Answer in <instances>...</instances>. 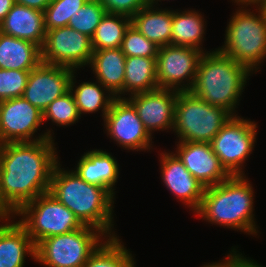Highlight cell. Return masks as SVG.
Wrapping results in <instances>:
<instances>
[{"instance_id": "obj_1", "label": "cell", "mask_w": 266, "mask_h": 267, "mask_svg": "<svg viewBox=\"0 0 266 267\" xmlns=\"http://www.w3.org/2000/svg\"><path fill=\"white\" fill-rule=\"evenodd\" d=\"M55 146L54 139L0 145V195L14 213L50 190Z\"/></svg>"}, {"instance_id": "obj_2", "label": "cell", "mask_w": 266, "mask_h": 267, "mask_svg": "<svg viewBox=\"0 0 266 267\" xmlns=\"http://www.w3.org/2000/svg\"><path fill=\"white\" fill-rule=\"evenodd\" d=\"M55 165L49 192L83 224L96 227L107 237H116L113 209L115 197L103 187L89 184L73 170Z\"/></svg>"}, {"instance_id": "obj_3", "label": "cell", "mask_w": 266, "mask_h": 267, "mask_svg": "<svg viewBox=\"0 0 266 267\" xmlns=\"http://www.w3.org/2000/svg\"><path fill=\"white\" fill-rule=\"evenodd\" d=\"M254 197V188L246 175L230 176L217 185L205 188L195 214L212 225L256 237L259 230L253 214Z\"/></svg>"}, {"instance_id": "obj_4", "label": "cell", "mask_w": 266, "mask_h": 267, "mask_svg": "<svg viewBox=\"0 0 266 267\" xmlns=\"http://www.w3.org/2000/svg\"><path fill=\"white\" fill-rule=\"evenodd\" d=\"M251 74L253 72L247 66L215 48L201 56L190 92L206 103L222 107L236 116L237 105Z\"/></svg>"}, {"instance_id": "obj_5", "label": "cell", "mask_w": 266, "mask_h": 267, "mask_svg": "<svg viewBox=\"0 0 266 267\" xmlns=\"http://www.w3.org/2000/svg\"><path fill=\"white\" fill-rule=\"evenodd\" d=\"M238 6L227 23L224 44L217 49L255 73L266 58V14L260 5H250L257 15L248 5Z\"/></svg>"}, {"instance_id": "obj_6", "label": "cell", "mask_w": 266, "mask_h": 267, "mask_svg": "<svg viewBox=\"0 0 266 267\" xmlns=\"http://www.w3.org/2000/svg\"><path fill=\"white\" fill-rule=\"evenodd\" d=\"M233 115L212 106L190 91L179 92L175 104L173 132L177 142L210 143Z\"/></svg>"}, {"instance_id": "obj_7", "label": "cell", "mask_w": 266, "mask_h": 267, "mask_svg": "<svg viewBox=\"0 0 266 267\" xmlns=\"http://www.w3.org/2000/svg\"><path fill=\"white\" fill-rule=\"evenodd\" d=\"M106 238L96 227L83 225L70 233L41 240L35 246V261L45 267H83Z\"/></svg>"}, {"instance_id": "obj_8", "label": "cell", "mask_w": 266, "mask_h": 267, "mask_svg": "<svg viewBox=\"0 0 266 267\" xmlns=\"http://www.w3.org/2000/svg\"><path fill=\"white\" fill-rule=\"evenodd\" d=\"M17 221L35 246L43 239L70 233L83 226L73 212L49 191L23 205L16 213Z\"/></svg>"}, {"instance_id": "obj_9", "label": "cell", "mask_w": 266, "mask_h": 267, "mask_svg": "<svg viewBox=\"0 0 266 267\" xmlns=\"http://www.w3.org/2000/svg\"><path fill=\"white\" fill-rule=\"evenodd\" d=\"M257 124L239 115L232 116L210 142L221 165L231 175H246L244 163L252 154Z\"/></svg>"}, {"instance_id": "obj_10", "label": "cell", "mask_w": 266, "mask_h": 267, "mask_svg": "<svg viewBox=\"0 0 266 267\" xmlns=\"http://www.w3.org/2000/svg\"><path fill=\"white\" fill-rule=\"evenodd\" d=\"M43 123V112L23 97L0 101V145L55 139L52 128L35 135Z\"/></svg>"}, {"instance_id": "obj_11", "label": "cell", "mask_w": 266, "mask_h": 267, "mask_svg": "<svg viewBox=\"0 0 266 267\" xmlns=\"http://www.w3.org/2000/svg\"><path fill=\"white\" fill-rule=\"evenodd\" d=\"M203 54L191 47L171 44L160 47L156 57L158 87L178 92L190 91Z\"/></svg>"}, {"instance_id": "obj_12", "label": "cell", "mask_w": 266, "mask_h": 267, "mask_svg": "<svg viewBox=\"0 0 266 267\" xmlns=\"http://www.w3.org/2000/svg\"><path fill=\"white\" fill-rule=\"evenodd\" d=\"M93 52L90 37L65 26L46 31L41 59L43 63L70 67L77 72L90 64Z\"/></svg>"}, {"instance_id": "obj_13", "label": "cell", "mask_w": 266, "mask_h": 267, "mask_svg": "<svg viewBox=\"0 0 266 267\" xmlns=\"http://www.w3.org/2000/svg\"><path fill=\"white\" fill-rule=\"evenodd\" d=\"M104 128L111 140L128 151L152 150V137L126 98H116L104 117ZM113 138V139H112Z\"/></svg>"}, {"instance_id": "obj_14", "label": "cell", "mask_w": 266, "mask_h": 267, "mask_svg": "<svg viewBox=\"0 0 266 267\" xmlns=\"http://www.w3.org/2000/svg\"><path fill=\"white\" fill-rule=\"evenodd\" d=\"M75 71L70 67L41 62L30 71L22 97L44 112L50 103L70 91Z\"/></svg>"}, {"instance_id": "obj_15", "label": "cell", "mask_w": 266, "mask_h": 267, "mask_svg": "<svg viewBox=\"0 0 266 267\" xmlns=\"http://www.w3.org/2000/svg\"><path fill=\"white\" fill-rule=\"evenodd\" d=\"M178 91L158 88L125 98L134 106L145 129L152 136L155 131L172 130Z\"/></svg>"}, {"instance_id": "obj_16", "label": "cell", "mask_w": 266, "mask_h": 267, "mask_svg": "<svg viewBox=\"0 0 266 267\" xmlns=\"http://www.w3.org/2000/svg\"><path fill=\"white\" fill-rule=\"evenodd\" d=\"M177 143L174 154L205 188L217 185L231 176L221 165L210 143Z\"/></svg>"}, {"instance_id": "obj_17", "label": "cell", "mask_w": 266, "mask_h": 267, "mask_svg": "<svg viewBox=\"0 0 266 267\" xmlns=\"http://www.w3.org/2000/svg\"><path fill=\"white\" fill-rule=\"evenodd\" d=\"M163 185L193 213L199 208L205 187L193 177L173 151L160 153Z\"/></svg>"}, {"instance_id": "obj_18", "label": "cell", "mask_w": 266, "mask_h": 267, "mask_svg": "<svg viewBox=\"0 0 266 267\" xmlns=\"http://www.w3.org/2000/svg\"><path fill=\"white\" fill-rule=\"evenodd\" d=\"M74 172L89 184L106 188L116 197L115 185L119 178V163L105 150L90 149L80 157Z\"/></svg>"}, {"instance_id": "obj_19", "label": "cell", "mask_w": 266, "mask_h": 267, "mask_svg": "<svg viewBox=\"0 0 266 267\" xmlns=\"http://www.w3.org/2000/svg\"><path fill=\"white\" fill-rule=\"evenodd\" d=\"M0 32L42 48L46 35L44 12L15 3L0 23Z\"/></svg>"}, {"instance_id": "obj_20", "label": "cell", "mask_w": 266, "mask_h": 267, "mask_svg": "<svg viewBox=\"0 0 266 267\" xmlns=\"http://www.w3.org/2000/svg\"><path fill=\"white\" fill-rule=\"evenodd\" d=\"M4 223L0 224V267H24L26 255L35 261V244L26 230L14 220Z\"/></svg>"}, {"instance_id": "obj_21", "label": "cell", "mask_w": 266, "mask_h": 267, "mask_svg": "<svg viewBox=\"0 0 266 267\" xmlns=\"http://www.w3.org/2000/svg\"><path fill=\"white\" fill-rule=\"evenodd\" d=\"M126 56L121 48L94 50L90 64L94 78L116 98H123Z\"/></svg>"}, {"instance_id": "obj_22", "label": "cell", "mask_w": 266, "mask_h": 267, "mask_svg": "<svg viewBox=\"0 0 266 267\" xmlns=\"http://www.w3.org/2000/svg\"><path fill=\"white\" fill-rule=\"evenodd\" d=\"M131 24L159 48L171 44V9L148 4L131 17Z\"/></svg>"}, {"instance_id": "obj_23", "label": "cell", "mask_w": 266, "mask_h": 267, "mask_svg": "<svg viewBox=\"0 0 266 267\" xmlns=\"http://www.w3.org/2000/svg\"><path fill=\"white\" fill-rule=\"evenodd\" d=\"M41 62L39 46L0 32V69L31 71Z\"/></svg>"}, {"instance_id": "obj_24", "label": "cell", "mask_w": 266, "mask_h": 267, "mask_svg": "<svg viewBox=\"0 0 266 267\" xmlns=\"http://www.w3.org/2000/svg\"><path fill=\"white\" fill-rule=\"evenodd\" d=\"M205 20L201 12L195 9H184L181 12L178 9L172 10L171 45L191 47L203 53L208 52L203 48L202 42L206 34Z\"/></svg>"}, {"instance_id": "obj_25", "label": "cell", "mask_w": 266, "mask_h": 267, "mask_svg": "<svg viewBox=\"0 0 266 267\" xmlns=\"http://www.w3.org/2000/svg\"><path fill=\"white\" fill-rule=\"evenodd\" d=\"M74 74L77 73H73L71 77L70 92L73 94L80 117L82 114H93L101 110V117L104 120L116 96L97 80L95 82L83 81L76 86Z\"/></svg>"}, {"instance_id": "obj_26", "label": "cell", "mask_w": 266, "mask_h": 267, "mask_svg": "<svg viewBox=\"0 0 266 267\" xmlns=\"http://www.w3.org/2000/svg\"><path fill=\"white\" fill-rule=\"evenodd\" d=\"M158 88L156 58L126 57L123 98Z\"/></svg>"}, {"instance_id": "obj_27", "label": "cell", "mask_w": 266, "mask_h": 267, "mask_svg": "<svg viewBox=\"0 0 266 267\" xmlns=\"http://www.w3.org/2000/svg\"><path fill=\"white\" fill-rule=\"evenodd\" d=\"M126 248L119 235L107 237L83 267H135L134 254Z\"/></svg>"}, {"instance_id": "obj_28", "label": "cell", "mask_w": 266, "mask_h": 267, "mask_svg": "<svg viewBox=\"0 0 266 267\" xmlns=\"http://www.w3.org/2000/svg\"><path fill=\"white\" fill-rule=\"evenodd\" d=\"M130 24L129 16L106 12L91 38L93 50L120 48Z\"/></svg>"}, {"instance_id": "obj_29", "label": "cell", "mask_w": 266, "mask_h": 267, "mask_svg": "<svg viewBox=\"0 0 266 267\" xmlns=\"http://www.w3.org/2000/svg\"><path fill=\"white\" fill-rule=\"evenodd\" d=\"M80 118L73 94L70 91L55 99L43 112V122L51 120L52 124L59 127L76 124Z\"/></svg>"}, {"instance_id": "obj_30", "label": "cell", "mask_w": 266, "mask_h": 267, "mask_svg": "<svg viewBox=\"0 0 266 267\" xmlns=\"http://www.w3.org/2000/svg\"><path fill=\"white\" fill-rule=\"evenodd\" d=\"M88 0H52L44 10L46 31L68 26L71 17Z\"/></svg>"}, {"instance_id": "obj_31", "label": "cell", "mask_w": 266, "mask_h": 267, "mask_svg": "<svg viewBox=\"0 0 266 267\" xmlns=\"http://www.w3.org/2000/svg\"><path fill=\"white\" fill-rule=\"evenodd\" d=\"M105 14L104 6L98 0H88L77 14L71 17L68 26L92 38Z\"/></svg>"}, {"instance_id": "obj_32", "label": "cell", "mask_w": 266, "mask_h": 267, "mask_svg": "<svg viewBox=\"0 0 266 267\" xmlns=\"http://www.w3.org/2000/svg\"><path fill=\"white\" fill-rule=\"evenodd\" d=\"M120 48L126 57L141 56L147 58H156L159 49L132 24L125 31Z\"/></svg>"}, {"instance_id": "obj_33", "label": "cell", "mask_w": 266, "mask_h": 267, "mask_svg": "<svg viewBox=\"0 0 266 267\" xmlns=\"http://www.w3.org/2000/svg\"><path fill=\"white\" fill-rule=\"evenodd\" d=\"M30 71L0 69V101L22 97Z\"/></svg>"}, {"instance_id": "obj_34", "label": "cell", "mask_w": 266, "mask_h": 267, "mask_svg": "<svg viewBox=\"0 0 266 267\" xmlns=\"http://www.w3.org/2000/svg\"><path fill=\"white\" fill-rule=\"evenodd\" d=\"M107 13L122 14L130 18L149 4L148 0H98Z\"/></svg>"}, {"instance_id": "obj_35", "label": "cell", "mask_w": 266, "mask_h": 267, "mask_svg": "<svg viewBox=\"0 0 266 267\" xmlns=\"http://www.w3.org/2000/svg\"><path fill=\"white\" fill-rule=\"evenodd\" d=\"M221 262L203 264L201 267H241V253L234 247Z\"/></svg>"}, {"instance_id": "obj_36", "label": "cell", "mask_w": 266, "mask_h": 267, "mask_svg": "<svg viewBox=\"0 0 266 267\" xmlns=\"http://www.w3.org/2000/svg\"><path fill=\"white\" fill-rule=\"evenodd\" d=\"M52 0H15L16 4L43 11Z\"/></svg>"}, {"instance_id": "obj_37", "label": "cell", "mask_w": 266, "mask_h": 267, "mask_svg": "<svg viewBox=\"0 0 266 267\" xmlns=\"http://www.w3.org/2000/svg\"><path fill=\"white\" fill-rule=\"evenodd\" d=\"M15 219V213L7 206L0 195V222Z\"/></svg>"}, {"instance_id": "obj_38", "label": "cell", "mask_w": 266, "mask_h": 267, "mask_svg": "<svg viewBox=\"0 0 266 267\" xmlns=\"http://www.w3.org/2000/svg\"><path fill=\"white\" fill-rule=\"evenodd\" d=\"M14 5L15 0H0V23L5 19Z\"/></svg>"}, {"instance_id": "obj_39", "label": "cell", "mask_w": 266, "mask_h": 267, "mask_svg": "<svg viewBox=\"0 0 266 267\" xmlns=\"http://www.w3.org/2000/svg\"><path fill=\"white\" fill-rule=\"evenodd\" d=\"M241 267H263L258 264L255 260H252L249 257H244L241 253ZM265 267V266H264Z\"/></svg>"}, {"instance_id": "obj_40", "label": "cell", "mask_w": 266, "mask_h": 267, "mask_svg": "<svg viewBox=\"0 0 266 267\" xmlns=\"http://www.w3.org/2000/svg\"><path fill=\"white\" fill-rule=\"evenodd\" d=\"M236 5H261L265 0H231Z\"/></svg>"}, {"instance_id": "obj_41", "label": "cell", "mask_w": 266, "mask_h": 267, "mask_svg": "<svg viewBox=\"0 0 266 267\" xmlns=\"http://www.w3.org/2000/svg\"><path fill=\"white\" fill-rule=\"evenodd\" d=\"M148 1H149V5H151V6H155L156 5V7H157L158 6L157 5L158 4V1L161 2L163 0H148ZM167 1H169V0H167Z\"/></svg>"}, {"instance_id": "obj_42", "label": "cell", "mask_w": 266, "mask_h": 267, "mask_svg": "<svg viewBox=\"0 0 266 267\" xmlns=\"http://www.w3.org/2000/svg\"><path fill=\"white\" fill-rule=\"evenodd\" d=\"M260 6L263 8L266 14V0Z\"/></svg>"}]
</instances>
